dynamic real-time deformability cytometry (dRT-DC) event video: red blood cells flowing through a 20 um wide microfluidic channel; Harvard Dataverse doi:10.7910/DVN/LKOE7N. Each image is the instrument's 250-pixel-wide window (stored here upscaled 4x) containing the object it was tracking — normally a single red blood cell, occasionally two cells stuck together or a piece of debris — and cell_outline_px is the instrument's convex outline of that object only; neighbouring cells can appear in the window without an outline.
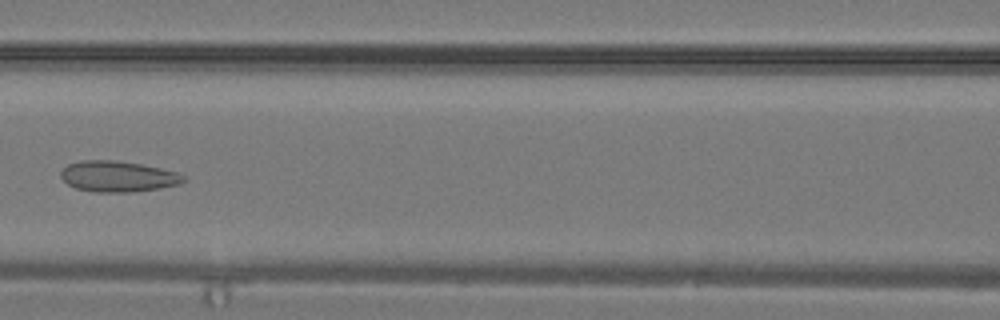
{"species": "common noctule bat (a hibernating species)", "species_latin": "Nyctalus noctula", "temperature_condition": "warm", "stored_images_in_passage": 30, "camera_frame_rate_fps": 3000, "um_per_image_px": 0.085, "animal": {"sex": "male", "body_mass_g": 19.2, "forearm_length_mm": 51.8}, "frame": {"image": 1, "passage_image": 14, "time_ms": 4.333, "image_size_px": [1000, 320], "cell_outline_px": [[188, 180], [180, 184], [160, 188], [132, 192], [96, 192], [76, 188], [68, 184], [60, 176], [60, 172], [68, 164], [80, 160], [116, 160], [140, 164], [160, 168], [176, 172], [184, 176]], "centroid_in_image_um": [10.03, 14.99], "position_along_channel_um": 156.6, "area_um2": 22.08}}
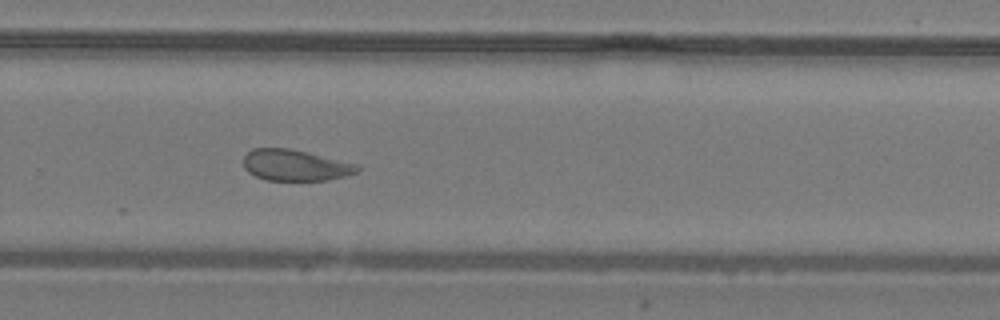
{"frame": {"image": 2, "passage_image": 21, "time_ms": 6.667, "image_size_px": [1000, 320], "cell_outline_px": [[360, 168], [356, 172], [344, 176], [328, 180], [264, 180], [248, 172], [244, 168], [244, 156], [252, 148], [288, 148], [308, 152], [356, 164]], "centroid_in_image_um": [25.06, 14.04], "position_along_channel_um": 304.7, "area_um2": 20.52}}
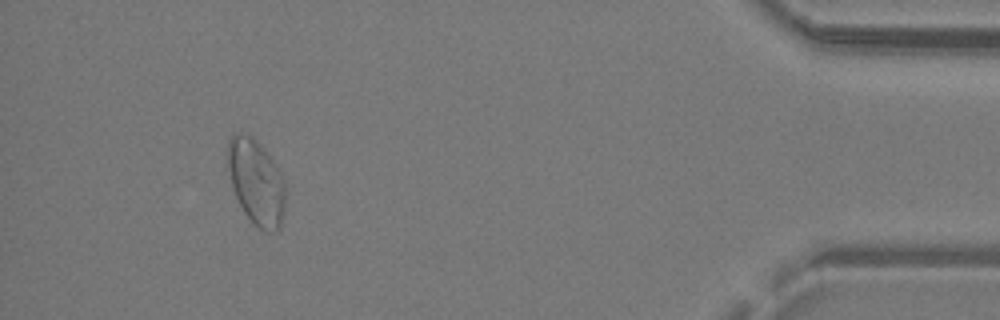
{"frame": {"image": 3, "passage_image": 29, "time_ms": 9.333, "image_size_px": [1000, 320], "cell_outline_px": [[284, 212], [280, 228], [276, 232], [264, 232], [252, 224], [244, 212], [232, 188], [228, 168], [228, 140], [236, 132], [240, 132], [252, 136], [272, 156], [284, 180]], "centroid_in_image_um": [21.79, 15.49], "position_along_channel_um": 413.4, "area_um2": 29.02}}